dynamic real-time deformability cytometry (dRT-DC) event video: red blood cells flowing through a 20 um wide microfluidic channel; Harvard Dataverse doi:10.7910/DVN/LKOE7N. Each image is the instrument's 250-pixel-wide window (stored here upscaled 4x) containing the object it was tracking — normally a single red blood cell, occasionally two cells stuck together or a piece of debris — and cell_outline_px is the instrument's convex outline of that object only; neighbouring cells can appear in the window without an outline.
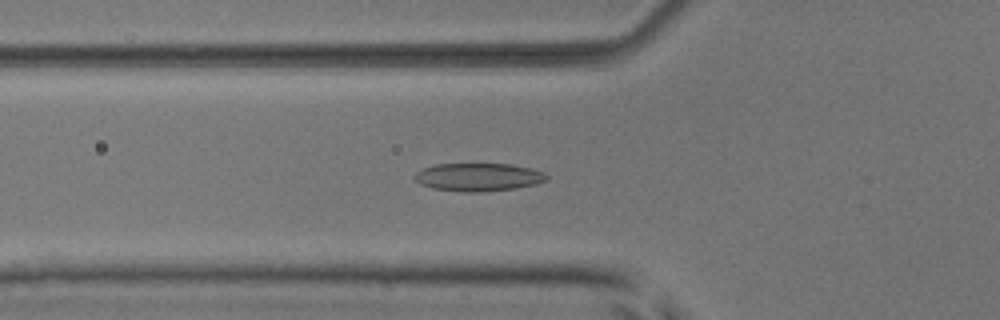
{"species": "common noctule bat (a hibernating species)", "species_latin": "Nyctalus noctula", "temperature_condition": "room temperature", "stored_images_in_passage": 25, "camera_frame_rate_fps": 3000, "um_per_image_px": 0.085, "animal": {"sex": "male", "body_mass_g": 17.9, "forearm_length_mm": 54.2}, "frame": {"image": 1, "passage_image": 2, "time_ms": 0.333, "image_size_px": [1000, 320], "cell_outline_px": [[548, 180], [536, 184], [512, 188], [484, 192], [460, 192], [432, 188], [420, 184], [412, 176], [416, 172], [424, 168], [436, 164], [512, 164], [532, 168], [544, 172], [548, 176]], "centroid_in_image_um": [40.66, 15.05], "position_along_channel_um": 85.1, "area_um2": 21.68}}
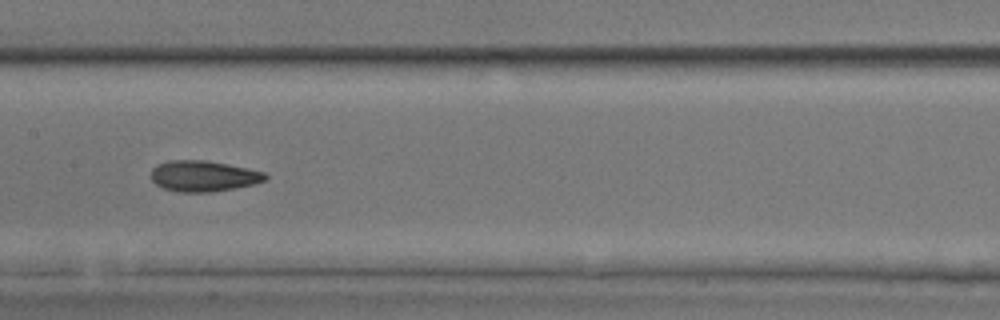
{"frame": {"image": 2, "passage_image": 10, "time_ms": 3.0, "image_size_px": [1000, 320], "cell_outline_px": [[268, 176], [264, 180], [256, 184], [212, 192], [176, 192], [164, 188], [156, 184], [152, 180], [152, 168], [156, 164], [168, 160], [204, 160], [228, 164], [248, 168], [264, 172]], "centroid_in_image_um": [17.28, 14.96], "position_along_channel_um": 190.1, "area_um2": 20.63}}
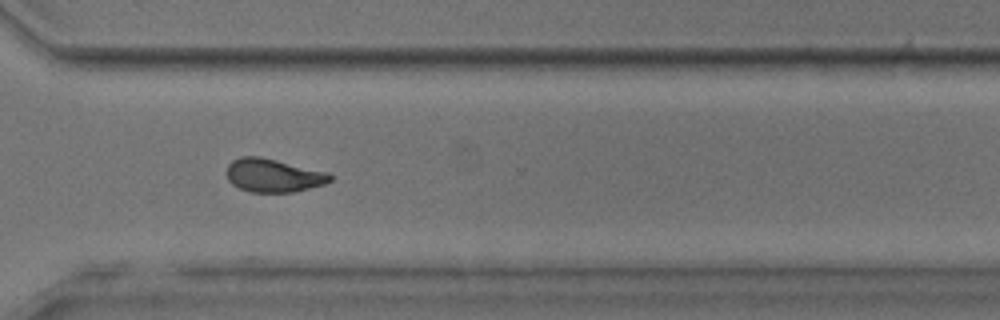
{"frame": {"image": 3, "passage_image": 22, "time_ms": 7.0, "image_size_px": [1000, 320], "cell_outline_px": [[332, 180], [324, 184], [292, 192], [252, 192], [240, 188], [232, 184], [228, 180], [224, 172], [228, 164], [232, 160], [240, 156], [260, 156], [328, 172], [332, 176]], "centroid_in_image_um": [23.18, 14.9], "position_along_channel_um": 347.4, "area_um2": 20.23}, "authors_computed_cell_mechanics": {"area_um2": 20.519, "velocity_mm_per_s": 3.9339, "shape_relaxation_time_tau1_ms": 3.7287, "shape_relaxation_time_tau2_ms": 2.1697, "deformation_change_tau1": 0.1251, "deformation_change_tau2": 0.0764}}